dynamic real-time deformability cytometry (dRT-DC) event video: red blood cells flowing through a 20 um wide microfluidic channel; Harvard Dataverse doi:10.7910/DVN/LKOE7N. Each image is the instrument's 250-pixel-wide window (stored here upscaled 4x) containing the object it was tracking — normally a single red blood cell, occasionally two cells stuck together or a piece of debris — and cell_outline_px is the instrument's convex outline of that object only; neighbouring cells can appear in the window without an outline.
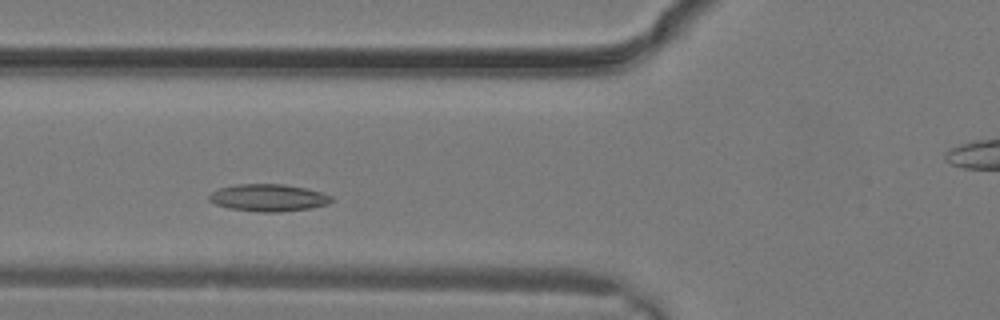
{"species": "common noctule bat (a hibernating species)", "species_latin": "Nyctalus noctula", "temperature_condition": "warm", "stored_images_in_passage": 11, "camera_frame_rate_fps": 3000, "um_per_image_px": 0.085, "animal": {"sex": "male", "body_mass_g": 19.2, "forearm_length_mm": 51.8}, "frame": {"image": 1, "passage_image": 4, "time_ms": 1.0, "image_size_px": [1000, 320], "cell_outline_px": [[332, 200], [328, 204], [312, 208], [280, 212], [260, 212], [228, 208], [216, 204], [208, 200], [208, 196], [212, 192], [220, 188], [236, 184], [284, 184], [304, 188], [320, 192], [332, 196]], "centroid_in_image_um": [22.8, 16.81], "position_along_channel_um": 103.0, "area_um2": 19.36}}
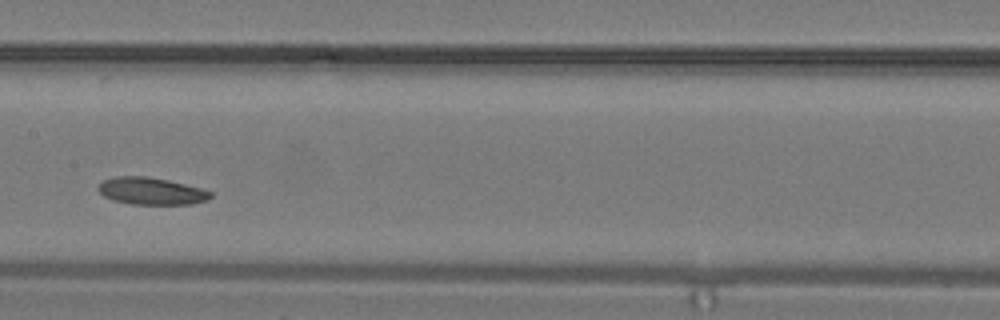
{"frame": {"image": 2, "passage_image": 8, "time_ms": 2.333, "image_size_px": [1000, 320], "cell_outline_px": [[212, 196], [208, 200], [192, 204], [132, 204], [112, 200], [104, 196], [96, 188], [104, 180], [116, 176], [148, 176], [168, 180], [200, 188], [212, 192]], "centroid_in_image_um": [12.85, 16.24], "position_along_channel_um": 194.5, "area_um2": 17.74}}
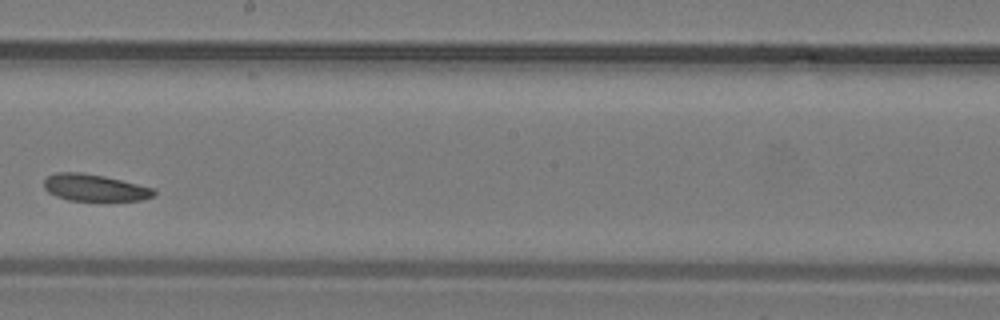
{"frame": {"image": 3, "passage_image": 10, "time_ms": 3.0, "image_size_px": [1000, 320], "cell_outline_px": [[156, 192], [152, 196], [144, 200], [68, 200], [56, 196], [48, 192], [44, 188], [44, 180], [48, 176], [56, 172], [84, 172], [104, 176], [156, 188]], "centroid_in_image_um": [8.05, 15.94], "position_along_channel_um": 240.2, "area_um2": 17.22}}